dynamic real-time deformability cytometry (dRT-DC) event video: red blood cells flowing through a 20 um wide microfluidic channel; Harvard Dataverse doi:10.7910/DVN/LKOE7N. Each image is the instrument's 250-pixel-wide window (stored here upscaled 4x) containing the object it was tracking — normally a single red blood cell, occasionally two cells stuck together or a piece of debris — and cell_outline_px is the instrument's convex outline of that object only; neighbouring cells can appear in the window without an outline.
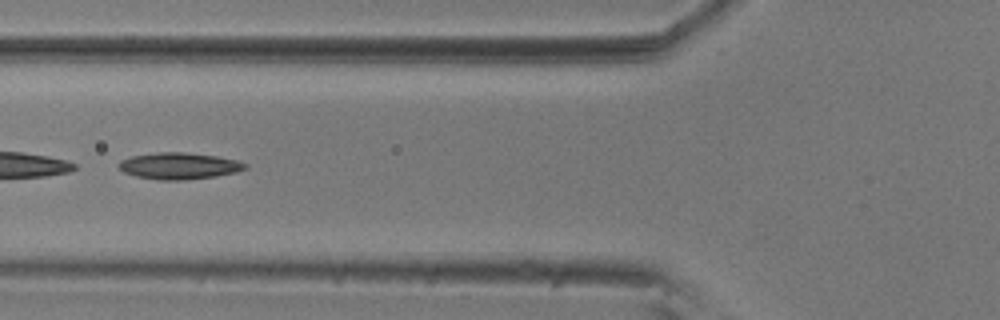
{"species": "common noctule bat (a hibernating species)", "species_latin": "Nyctalus noctula", "temperature_condition": "room temperature", "stored_images_in_passage": 5, "camera_frame_rate_fps": 3000, "um_per_image_px": 0.085, "animal": {"sex": "male", "body_mass_g": 20.5, "forearm_length_mm": 52.5}, "frame": {"image": 1, "passage_image": 4, "time_ms": 1.0, "image_size_px": [1000, 320], "cell_outline_px": [[248, 168], [236, 172], [216, 176], [184, 180], [156, 180], [136, 176], [124, 172], [116, 164], [120, 160], [132, 156], [156, 152], [184, 152], [216, 156], [240, 160], [248, 164]], "centroid_in_image_um": [15.24, 14.1], "position_along_channel_um": 110.6, "area_um2": 19.77}}